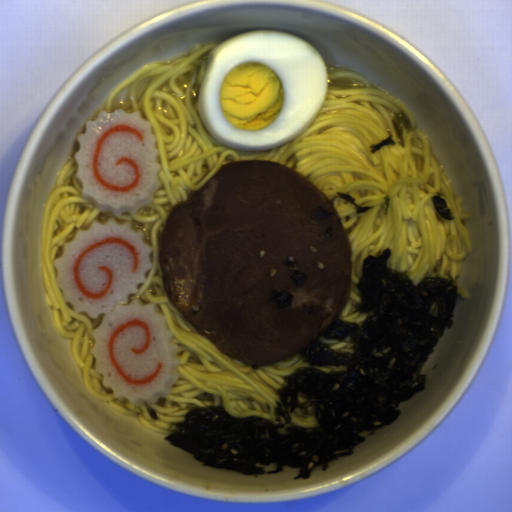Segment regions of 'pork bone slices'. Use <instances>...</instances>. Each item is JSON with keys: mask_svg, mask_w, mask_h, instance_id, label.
<instances>
[{"mask_svg": "<svg viewBox=\"0 0 512 512\" xmlns=\"http://www.w3.org/2000/svg\"><path fill=\"white\" fill-rule=\"evenodd\" d=\"M156 241L169 302L245 365L300 355L350 297L353 247L334 200L279 161L224 164Z\"/></svg>", "mask_w": 512, "mask_h": 512, "instance_id": "pork-bone-slices-1", "label": "pork bone slices"}]
</instances>
